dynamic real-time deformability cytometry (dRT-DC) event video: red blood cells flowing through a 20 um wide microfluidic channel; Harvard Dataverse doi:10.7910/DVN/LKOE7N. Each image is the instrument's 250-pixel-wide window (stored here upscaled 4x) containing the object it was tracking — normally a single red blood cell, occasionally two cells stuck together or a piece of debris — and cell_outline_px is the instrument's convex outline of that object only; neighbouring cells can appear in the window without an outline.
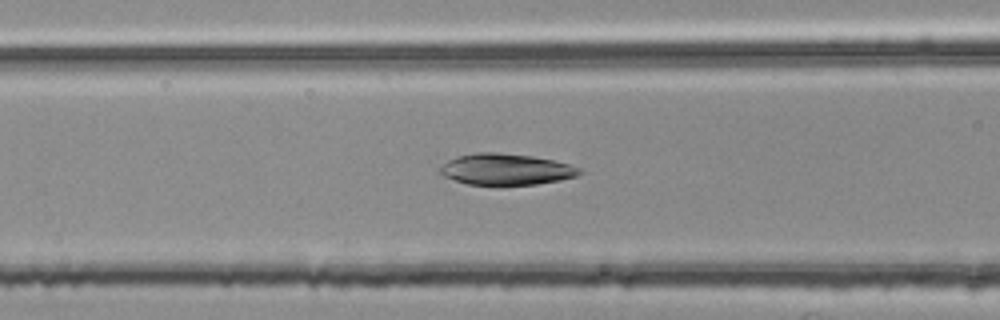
{"species": "common noctule bat (a hibernating species)", "species_latin": "Nyctalus noctula", "temperature_condition": "room temperature", "stored_images_in_passage": 40, "camera_frame_rate_fps": 3000, "um_per_image_px": 0.085, "animal": {"sex": "female", "body_mass_g": 25.1}, "frame": {"image": 1, "passage_image": 8, "time_ms": 2.333, "image_size_px": [1000, 320], "cell_outline_px": [[584, 172], [576, 176], [560, 180], [536, 184], [468, 184], [444, 176], [440, 172], [440, 168], [448, 160], [460, 156], [476, 152], [496, 152], [532, 156], [552, 160], [568, 164], [580, 168]], "centroid_in_image_um": [43.04, 14.38], "position_along_channel_um": 123.6, "area_um2": 24.97}}
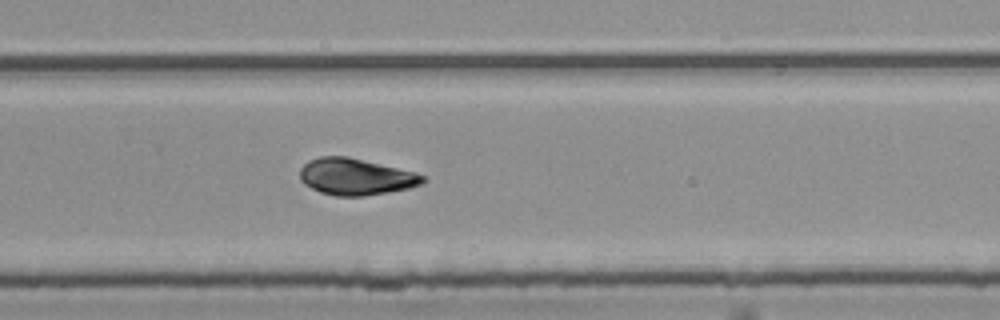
{"frame": {"image": 2, "passage_image": 22, "time_ms": 7.0, "image_size_px": [1000, 320], "cell_outline_px": [[428, 180], [424, 184], [408, 188], [364, 196], [336, 196], [320, 192], [304, 184], [300, 180], [300, 168], [308, 160], [320, 156], [348, 156], [412, 172], [424, 176]], "centroid_in_image_um": [30.2, 15.02], "position_along_channel_um": 299.6, "area_um2": 26.07}}
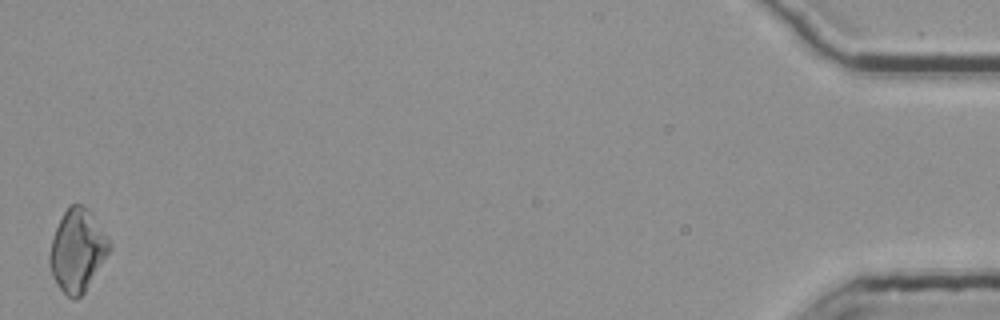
{"frame": {"image": 3, "passage_image": 40, "time_ms": 13.0, "image_size_px": [1000, 320], "cell_outline_px": [[112, 244], [108, 252], [84, 292], [76, 300], [72, 300], [60, 288], [52, 276], [48, 260], [48, 256], [52, 240], [56, 228], [68, 204], [84, 204]], "centroid_in_image_um": [6.54, 21.28], "position_along_channel_um": 428.7, "area_um2": 28.09}, "authors_computed_cell_mechanics": {"area_um2": 26.01, "velocity_mm_per_s": 3.7747, "shape_relaxation_time_tau1_ms": 4.8697, "shape_relaxation_time_tau2_ms": null, "deformation_change_tau1": 0.1335, "deformation_change_tau2": null}}